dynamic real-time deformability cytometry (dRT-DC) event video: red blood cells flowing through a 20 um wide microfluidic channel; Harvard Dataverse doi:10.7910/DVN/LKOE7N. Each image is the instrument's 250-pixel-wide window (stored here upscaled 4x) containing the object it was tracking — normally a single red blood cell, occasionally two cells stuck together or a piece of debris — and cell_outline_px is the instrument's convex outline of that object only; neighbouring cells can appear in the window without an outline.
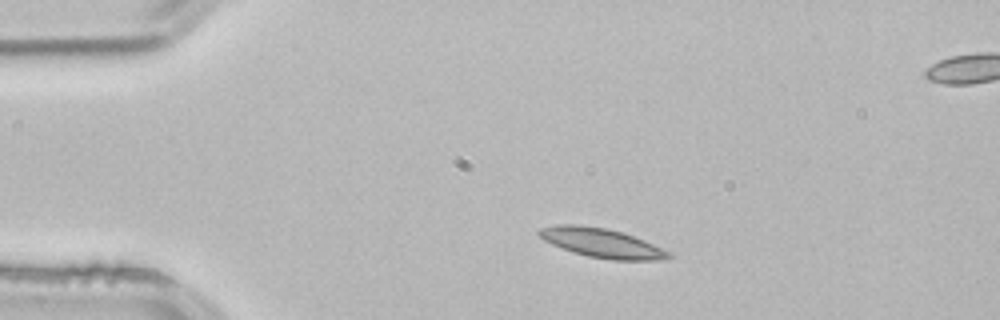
{"species": "common noctule bat (a hibernating species)", "species_latin": "Nyctalus noctula", "temperature_condition": "room temperature", "stored_images_in_passage": 4, "segment_of_instrument_passage": [1, 2], "camera_frame_rate_fps": 3000, "um_per_image_px": 0.085, "animal": {"sex": "male", "body_mass_g": 21.5, "forearm_length_mm": 52.0}, "frame": {"image": 1, "passage_image": 2, "time_ms": 0.333, "image_size_px": [1000, 320], "cell_outline_px": [[672, 256], [668, 260], [612, 260], [588, 256], [572, 252], [552, 244], [544, 240], [536, 232], [540, 228], [556, 224], [576, 224], [604, 228], [620, 232], [644, 240], [672, 252]], "centroid_in_image_um": [51.16, 20.66], "position_along_channel_um": 33.8, "area_um2": 22.08}}